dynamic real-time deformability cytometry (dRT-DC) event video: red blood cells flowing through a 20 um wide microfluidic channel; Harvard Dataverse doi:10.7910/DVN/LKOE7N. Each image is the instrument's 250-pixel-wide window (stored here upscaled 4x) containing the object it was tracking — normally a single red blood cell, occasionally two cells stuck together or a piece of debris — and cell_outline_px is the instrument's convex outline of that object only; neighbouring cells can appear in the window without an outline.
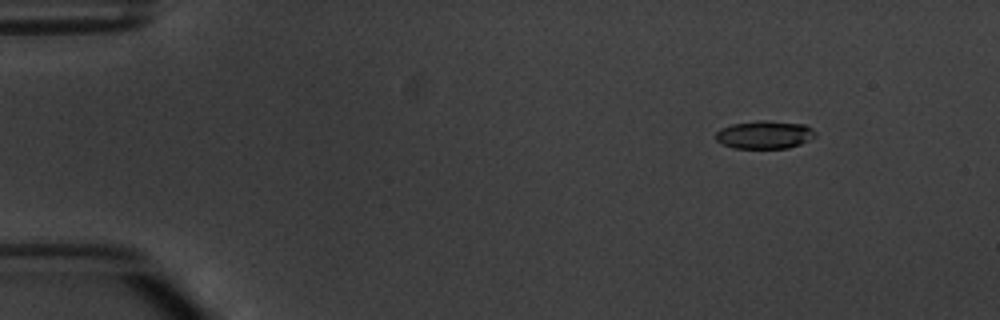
{"species": "common noctule bat (a hibernating species)", "species_latin": "Nyctalus noctula", "temperature_condition": "warm", "stored_images_in_passage": 4, "camera_frame_rate_fps": 3000, "um_per_image_px": 0.085, "animal": {"sex": "male", "body_mass_g": 20.1, "forearm_length_mm": 53.5}, "frame": {"image": 1, "passage_image": 2, "time_ms": 1.0, "image_size_px": [1000, 320], "cell_outline_px": [[816, 136], [800, 144], [788, 148], [732, 148], [716, 140], [716, 132], [720, 128], [732, 124], [756, 120], [768, 120], [804, 124], [812, 128], [816, 132]], "centroid_in_image_um": [64.99, 11.44], "position_along_channel_um": 20.0, "area_um2": 16.36}}
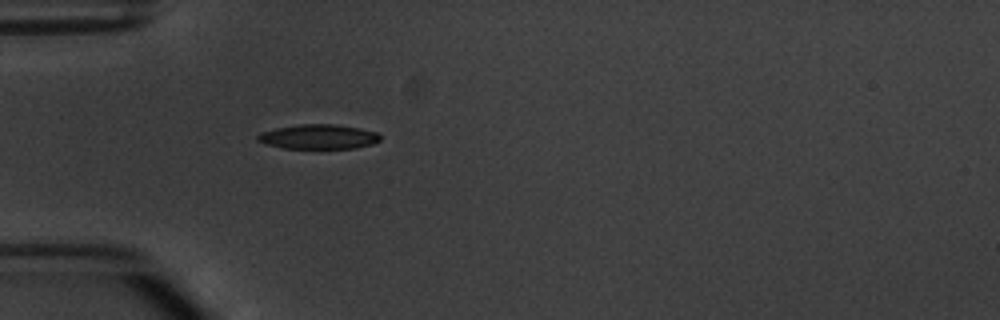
{"frame": {"image": 2, "passage_image": 4, "time_ms": 4.333, "image_size_px": [1000, 320], "cell_outline_px": [[380, 140], [372, 144], [356, 148], [284, 148], [264, 144], [256, 140], [256, 136], [260, 132], [276, 128], [300, 124], [336, 124], [360, 128], [376, 132], [380, 136]], "centroid_in_image_um": [27.04, 11.62], "position_along_channel_um": 58.0, "area_um2": 17.63}}